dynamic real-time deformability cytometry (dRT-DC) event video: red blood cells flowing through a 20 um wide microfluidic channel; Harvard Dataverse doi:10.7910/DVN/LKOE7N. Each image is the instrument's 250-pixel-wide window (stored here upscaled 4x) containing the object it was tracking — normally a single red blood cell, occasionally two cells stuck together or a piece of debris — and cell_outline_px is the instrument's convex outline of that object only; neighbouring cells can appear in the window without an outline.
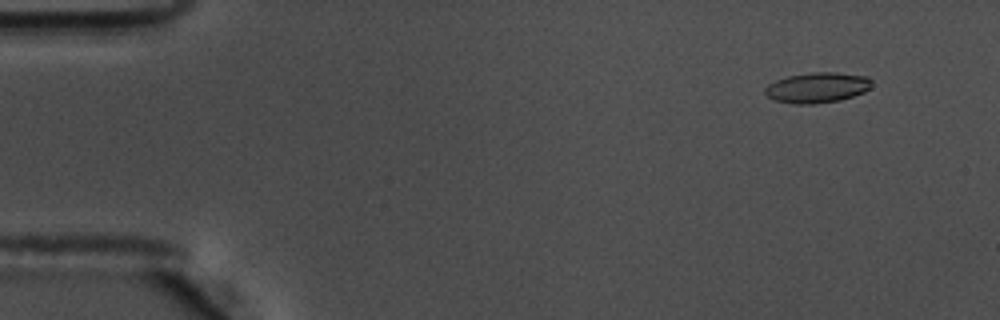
{"species": "common noctule bat (a hibernating species)", "species_latin": "Nyctalus noctula", "temperature_condition": "warm", "stored_images_in_passage": 17, "camera_frame_rate_fps": 3000, "um_per_image_px": 0.085, "animal": {"sex": "male", "body_mass_g": 17.5, "forearm_length_mm": 52.3}, "frame": {"image": 1, "passage_image": 6, "time_ms": 1.667, "image_size_px": [1000, 320], "cell_outline_px": [[872, 88], [864, 92], [840, 100], [812, 104], [796, 104], [776, 100], [768, 96], [764, 92], [764, 88], [768, 84], [776, 80], [788, 76], [812, 72], [836, 72], [868, 76], [872, 80]], "centroid_in_image_um": [69.5, 7.43], "position_along_channel_um": 15.5, "area_um2": 18.96}}